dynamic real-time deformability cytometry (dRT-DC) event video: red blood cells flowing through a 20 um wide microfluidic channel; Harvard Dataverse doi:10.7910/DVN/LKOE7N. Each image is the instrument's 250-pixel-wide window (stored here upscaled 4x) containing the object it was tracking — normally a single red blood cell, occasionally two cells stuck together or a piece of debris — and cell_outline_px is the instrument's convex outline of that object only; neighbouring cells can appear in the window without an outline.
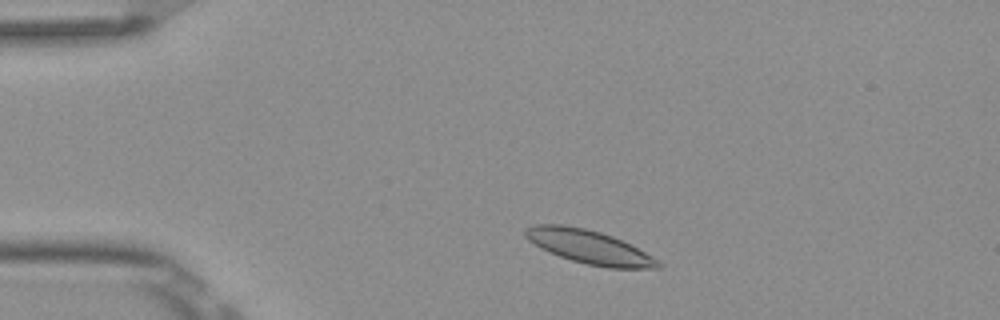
{"species": "Egyptian fruit bat (a non-hibernating species)", "species_latin": "Rousettus aegyptiacus", "temperature_condition": "room temperature", "stored_images_in_passage": 4, "camera_frame_rate_fps": 3000, "um_per_image_px": 0.085, "frame": {"image": 1, "passage_image": 2, "time_ms": 0.333, "image_size_px": [1000, 320], "cell_outline_px": [[664, 264], [660, 268], [608, 268], [588, 264], [572, 260], [548, 252], [540, 248], [528, 240], [524, 236], [524, 228], [536, 224], [564, 224], [584, 228], [600, 232], [612, 236], [660, 260]], "centroid_in_image_um": [50.05, 20.98], "position_along_channel_um": 35.0, "area_um2": 25.95}}
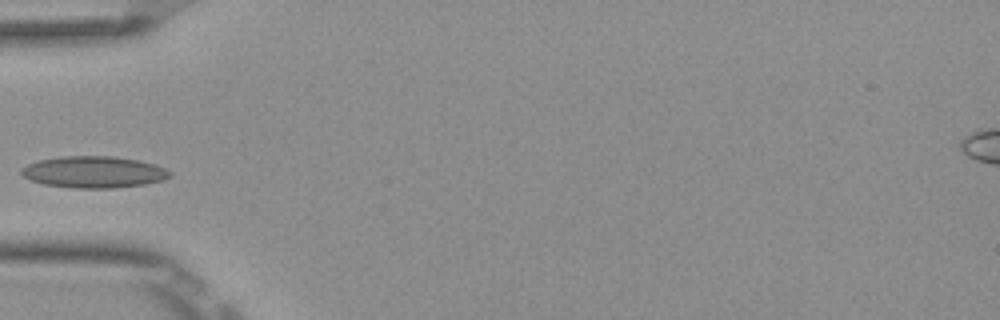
{"frame": {"image": 2, "passage_image": 4, "time_ms": 1.0, "image_size_px": [1000, 320], "cell_outline_px": [[172, 176], [164, 180], [144, 184], [112, 188], [72, 188], [44, 184], [32, 180], [24, 176], [20, 172], [20, 168], [28, 164], [40, 160], [60, 156], [112, 156], [140, 160], [156, 164], [172, 172]], "centroid_in_image_um": [8.0, 14.62], "position_along_channel_um": 77.0, "area_um2": 27.46}}